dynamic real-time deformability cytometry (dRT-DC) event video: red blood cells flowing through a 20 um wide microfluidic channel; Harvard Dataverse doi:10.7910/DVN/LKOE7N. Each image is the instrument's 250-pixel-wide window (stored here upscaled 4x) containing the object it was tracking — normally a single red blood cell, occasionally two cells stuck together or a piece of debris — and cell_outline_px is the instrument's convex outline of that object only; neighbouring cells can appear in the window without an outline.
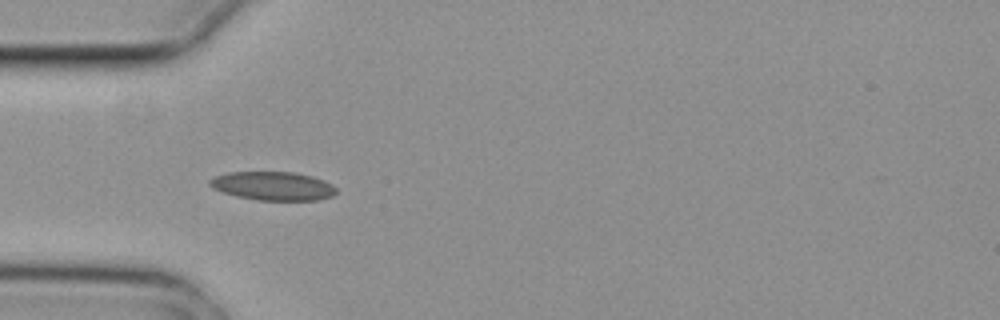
{"species": "common noctule bat (a hibernating species)", "species_latin": "Nyctalus noctula", "temperature_condition": "cold", "stored_images_in_passage": 4, "camera_frame_rate_fps": 3000, "um_per_image_px": 0.085, "animal": {"sex": "female", "body_mass_g": 29.2, "forearm_length_mm": 56.3}, "frame": {"image": 1, "passage_image": 3, "time_ms": 0.667, "image_size_px": [1000, 320], "cell_outline_px": [[336, 192], [332, 196], [320, 200], [256, 200], [236, 196], [212, 188], [208, 184], [208, 180], [216, 176], [228, 172], [292, 172], [312, 176], [324, 180], [332, 184], [336, 188]], "centroid_in_image_um": [23.2, 15.81], "position_along_channel_um": 61.8, "area_um2": 21.15}}
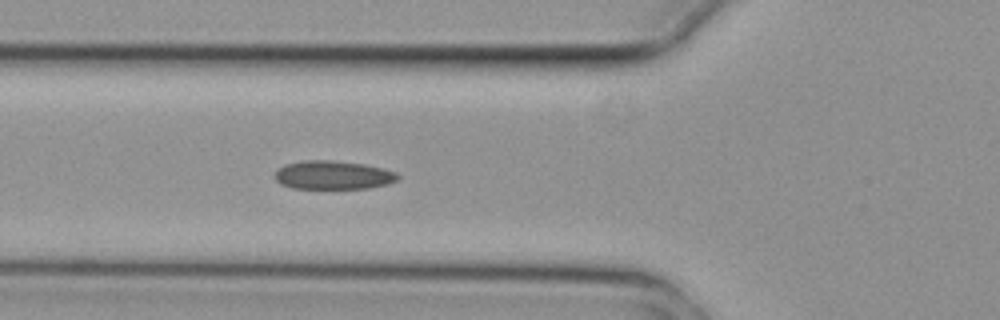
{"frame": {"image": 2, "passage_image": 4, "time_ms": 1.0, "image_size_px": [1000, 320], "cell_outline_px": [[400, 176], [396, 180], [388, 184], [368, 188], [292, 188], [280, 184], [272, 176], [276, 168], [284, 164], [304, 160], [332, 160], [364, 164], [384, 168], [396, 172]], "centroid_in_image_um": [28.26, 14.87], "position_along_channel_um": 97.5, "area_um2": 20.75}}